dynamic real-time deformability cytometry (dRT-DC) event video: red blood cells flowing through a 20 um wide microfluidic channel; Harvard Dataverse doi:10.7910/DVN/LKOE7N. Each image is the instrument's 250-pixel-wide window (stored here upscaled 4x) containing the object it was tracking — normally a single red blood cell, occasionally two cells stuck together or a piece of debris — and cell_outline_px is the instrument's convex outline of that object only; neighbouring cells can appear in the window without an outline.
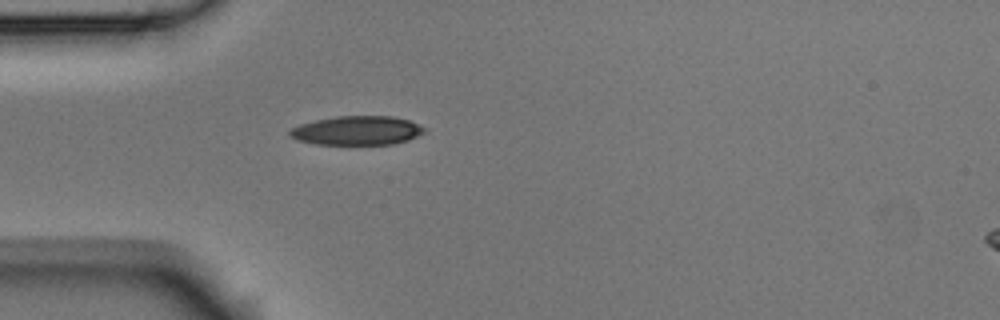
{"species": "Egyptian fruit bat (a non-hibernating species)", "species_latin": "Rousettus aegyptiacus", "temperature_condition": "room temperature", "stored_images_in_passage": 1, "camera_frame_rate_fps": 3000, "um_per_image_px": 0.085, "animal": {"sex": "male"}, "frame": {"image": 1, "passage_image": 1, "time_ms": 0.0, "image_size_px": [1000, 320], "cell_outline_px": [[428, 128], [424, 132], [408, 140], [392, 144], [316, 144], [300, 140], [288, 136], [288, 132], [292, 128], [300, 124], [316, 120], [336, 116], [392, 116], [408, 120]], "centroid_in_image_um": [30.36, 11.09], "position_along_channel_um": 54.6, "area_um2": 22.66}}